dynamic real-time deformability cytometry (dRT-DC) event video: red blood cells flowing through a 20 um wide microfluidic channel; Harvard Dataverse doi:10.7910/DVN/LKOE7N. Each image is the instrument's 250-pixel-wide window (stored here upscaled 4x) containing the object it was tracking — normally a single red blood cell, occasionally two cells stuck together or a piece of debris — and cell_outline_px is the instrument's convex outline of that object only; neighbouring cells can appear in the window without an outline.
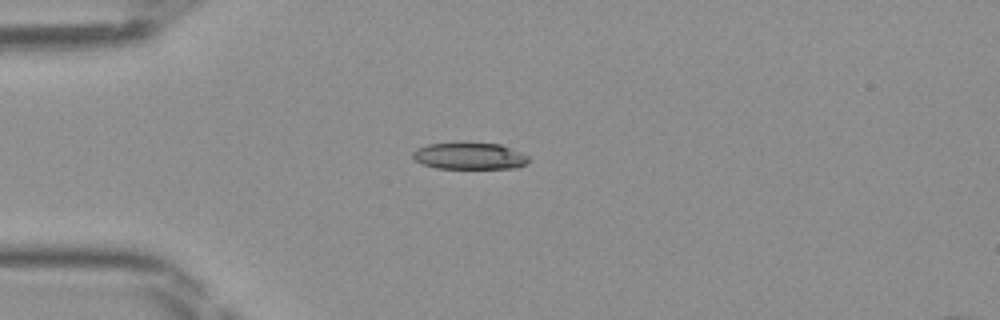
{"species": "Egyptian fruit bat (a non-hibernating species)", "species_latin": "Rousettus aegyptiacus", "temperature_condition": "room temperature", "stored_images_in_passage": 36, "camera_frame_rate_fps": 3000, "um_per_image_px": 0.085, "frame": {"image": 1, "passage_image": 1, "time_ms": 0.0, "image_size_px": [1000, 320], "cell_outline_px": [[532, 160], [528, 164], [516, 168], [436, 168], [424, 164], [416, 160], [412, 156], [412, 152], [416, 148], [428, 144], [460, 140], [500, 144], [528, 156]], "centroid_in_image_um": [39.91, 13.22], "position_along_channel_um": 45.1, "area_um2": 18.73}}
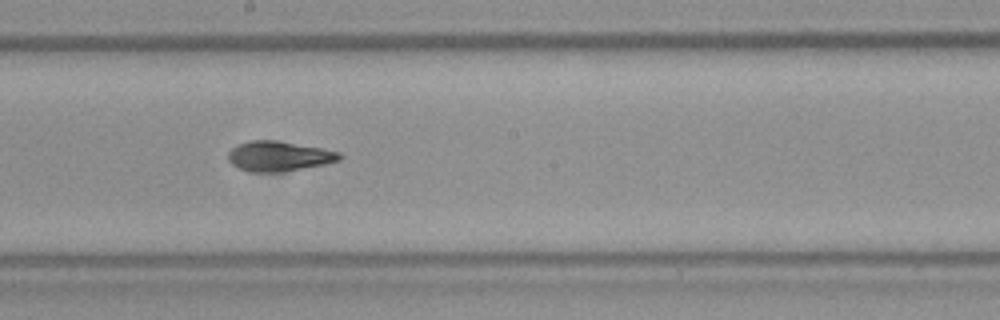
{"frame": {"image": 2, "passage_image": 15, "time_ms": 4.667, "image_size_px": [1000, 320], "cell_outline_px": [[344, 156], [340, 160], [324, 164], [280, 172], [252, 172], [240, 168], [232, 164], [228, 160], [228, 152], [236, 144], [248, 140], [276, 140], [320, 148], [340, 152]], "centroid_in_image_um": [23.68, 13.26], "position_along_channel_um": 224.5, "area_um2": 19.42}}
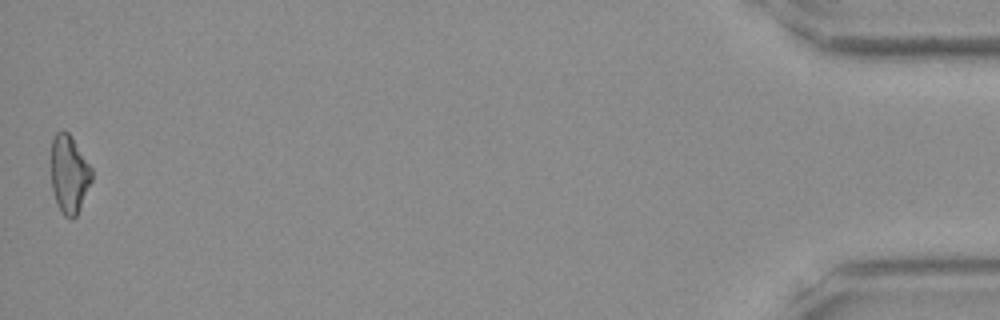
{"frame": {"image": 3, "passage_image": 36, "time_ms": 11.667, "image_size_px": [1000, 320], "cell_outline_px": [[92, 180], [80, 208], [76, 216], [72, 220], [64, 216], [56, 204], [52, 188], [52, 136], [56, 132], [64, 128], [68, 132], [92, 168]], "centroid_in_image_um": [5.88, 14.81], "position_along_channel_um": 429.3, "area_um2": 18.5}}